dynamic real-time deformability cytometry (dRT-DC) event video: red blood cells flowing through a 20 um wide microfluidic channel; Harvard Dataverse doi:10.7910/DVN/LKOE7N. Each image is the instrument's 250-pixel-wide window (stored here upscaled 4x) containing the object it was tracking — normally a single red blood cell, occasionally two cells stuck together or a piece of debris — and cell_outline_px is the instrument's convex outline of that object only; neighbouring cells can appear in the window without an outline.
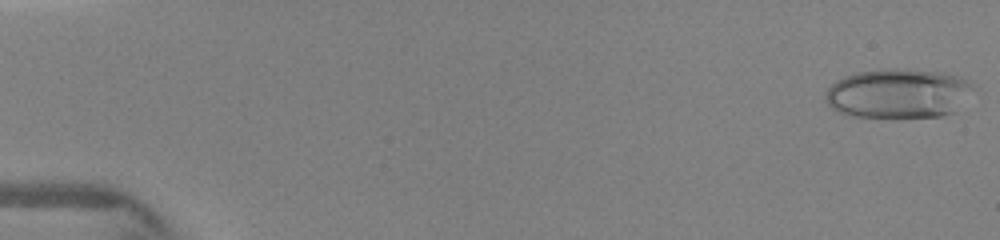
{"species": "human", "species_latin": "Homo sapiens", "temperature_condition": "warm", "stored_images_in_passage": 37, "camera_frame_rate_fps": 3000, "um_per_image_px": 0.085, "donor": {"sex": "female"}, "frame": {"image": 1, "passage_image": 1, "time_ms": 0.0, "image_size_px": [1000, 240], "cell_outline_px": [[976, 88], [956, 112], [944, 116], [852, 116], [840, 112], [832, 108], [824, 100], [824, 92], [836, 80], [856, 72], [892, 68], [940, 72], [960, 76], [972, 80], [976, 84]], "centroid_in_image_um": [76.42, 7.93], "position_along_channel_um": 8.6, "area_um2": 42.95}}
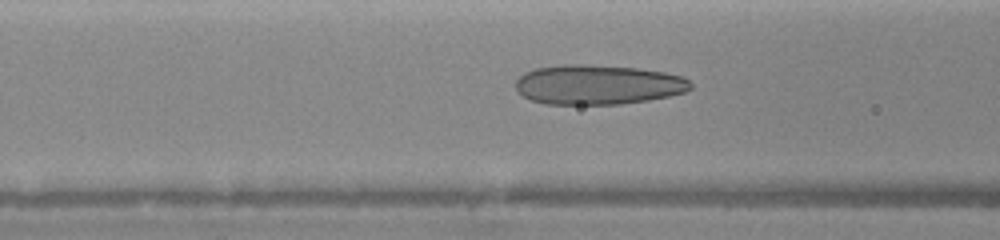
{"frame": {"image": 2, "passage_image": 26, "time_ms": 6.0, "image_size_px": [1000, 240], "cell_outline_px": [[692, 88], [684, 92], [668, 96], [648, 100], [620, 104], [544, 104], [532, 100], [516, 92], [516, 80], [524, 72], [536, 68], [564, 64], [576, 64], [636, 68], [664, 72], [680, 76], [688, 80], [692, 84]], "centroid_in_image_um": [50.79, 7.2], "position_along_channel_um": 115.8, "area_um2": 40.34}}
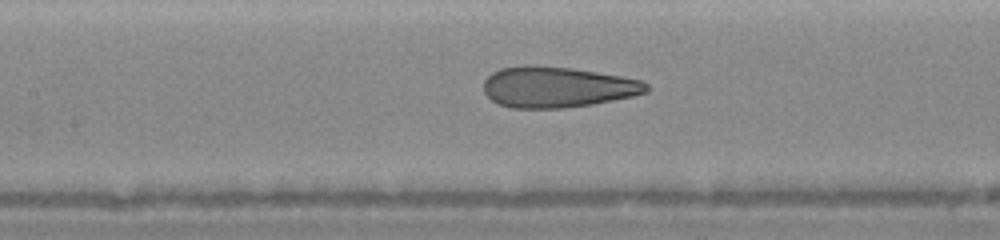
{"frame": {"image": 3, "passage_image": 32, "time_ms": 7.0, "image_size_px": [1000, 240], "cell_outline_px": [[648, 92], [632, 96], [592, 104], [564, 108], [512, 108], [500, 104], [492, 100], [484, 92], [484, 80], [492, 72], [500, 68], [524, 64], [532, 64], [572, 68], [644, 80], [648, 84]], "centroid_in_image_um": [47.35, 7.38], "position_along_channel_um": 160.0, "area_um2": 38.9}}